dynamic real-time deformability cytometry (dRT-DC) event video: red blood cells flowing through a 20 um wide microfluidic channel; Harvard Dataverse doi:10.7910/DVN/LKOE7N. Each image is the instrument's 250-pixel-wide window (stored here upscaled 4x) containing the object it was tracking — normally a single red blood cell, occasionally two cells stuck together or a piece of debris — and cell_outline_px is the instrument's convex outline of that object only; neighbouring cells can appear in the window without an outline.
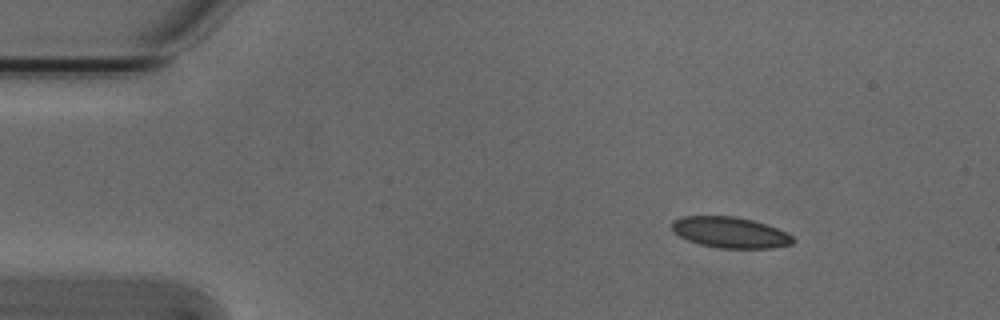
{"species": "Egyptian fruit bat (a non-hibernating species)", "species_latin": "Rousettus aegyptiacus", "temperature_condition": "cold", "stored_images_in_passage": 5, "camera_frame_rate_fps": 3000, "um_per_image_px": 0.085, "animal": {"sex": "male"}, "frame": {"image": 1, "passage_image": 2, "time_ms": 0.333, "image_size_px": [1000, 320], "cell_outline_px": [[796, 240], [792, 244], [772, 248], [716, 248], [700, 244], [688, 240], [672, 232], [672, 220], [684, 216], [736, 216], [752, 220], [788, 232]], "centroid_in_image_um": [62.06, 19.76], "position_along_channel_um": 22.9, "area_um2": 21.91}}
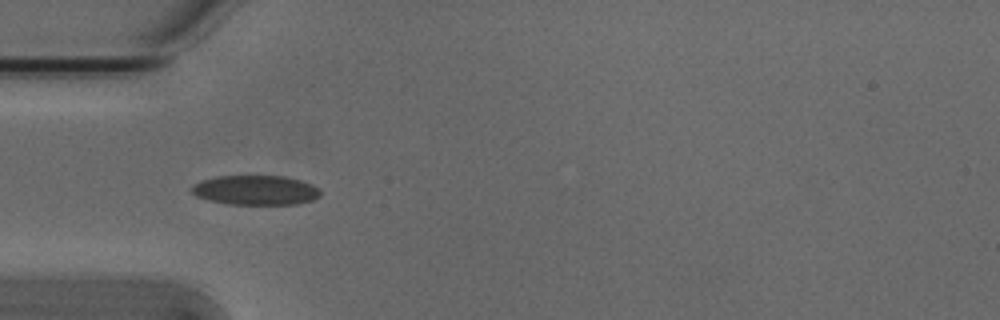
{"frame": {"image": 2, "passage_image": 4, "time_ms": 1.0, "image_size_px": [1000, 320], "cell_outline_px": [[320, 196], [312, 200], [296, 204], [224, 204], [208, 200], [196, 196], [192, 192], [192, 184], [200, 180], [216, 176], [284, 176], [300, 180], [312, 184], [320, 188]], "centroid_in_image_um": [21.71, 16.16], "position_along_channel_um": 63.3, "area_um2": 22.37}}
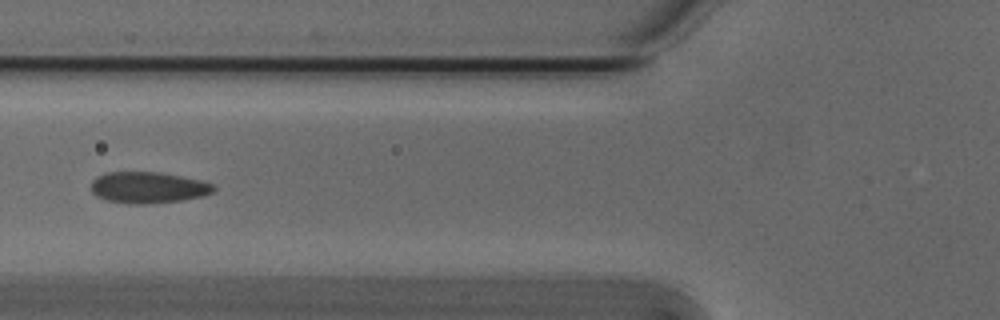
{"frame": {"image": 3, "passage_image": 5, "time_ms": 1.333, "image_size_px": [1000, 320], "cell_outline_px": [[216, 188], [212, 192], [204, 196], [180, 200], [140, 204], [128, 204], [108, 200], [96, 196], [92, 192], [92, 180], [96, 176], [108, 172], [160, 172], [204, 180], [212, 184]], "centroid_in_image_um": [12.6, 15.93], "position_along_channel_um": 113.2, "area_um2": 22.37}}